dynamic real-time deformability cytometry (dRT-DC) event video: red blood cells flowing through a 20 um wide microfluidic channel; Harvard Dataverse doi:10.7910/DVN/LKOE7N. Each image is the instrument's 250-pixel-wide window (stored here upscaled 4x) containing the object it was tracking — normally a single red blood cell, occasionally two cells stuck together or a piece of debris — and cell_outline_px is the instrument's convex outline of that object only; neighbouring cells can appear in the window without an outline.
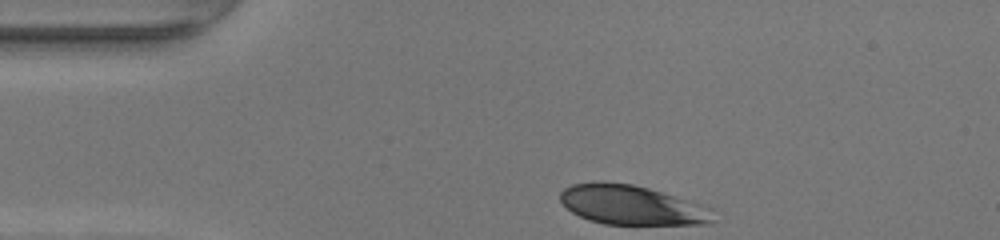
{"species": "human", "species_latin": "Homo sapiens", "temperature_condition": "warm", "stored_images_in_passage": 30, "camera_frame_rate_fps": 3000, "um_per_image_px": 0.085, "donor": {"sex": "female"}, "frame": {"image": 1, "passage_image": 1, "time_ms": 0.0, "image_size_px": [1000, 240], "cell_outline_px": [[712, 220], [708, 224], [604, 224], [588, 220], [572, 212], [560, 200], [560, 192], [564, 188], [572, 184], [592, 180], [600, 180], [632, 184], [648, 188], [708, 204], [712, 208]], "centroid_in_image_um": [53.71, 17.4], "position_along_channel_um": 31.3, "area_um2": 35.78}}
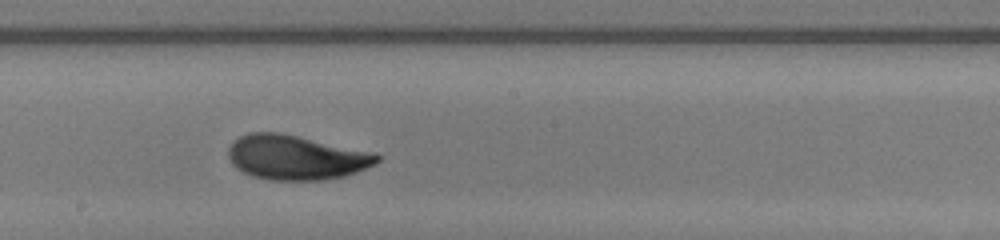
{"frame": {"image": 2, "passage_image": 18, "time_ms": 5.667, "image_size_px": [1000, 240], "cell_outline_px": [[380, 160], [376, 164], [356, 172], [344, 176], [324, 180], [268, 180], [252, 176], [236, 168], [232, 164], [228, 156], [228, 148], [232, 140], [248, 132], [280, 132], [376, 152], [380, 156]], "centroid_in_image_um": [25.16, 13.37], "position_along_channel_um": 223.0, "area_um2": 39.13}}
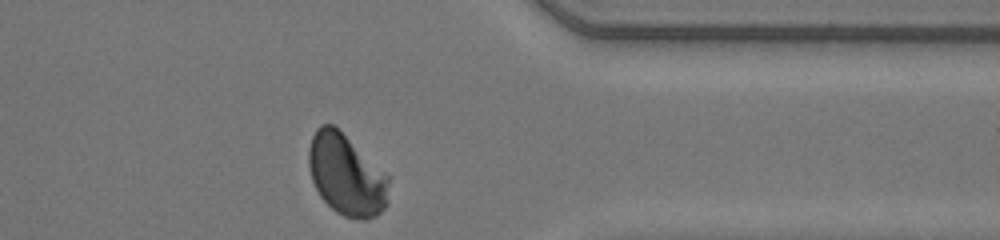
{"frame": {"image": 3, "passage_image": 30, "time_ms": 9.667, "image_size_px": [1000, 240], "cell_outline_px": [[388, 204], [376, 216], [364, 220], [344, 216], [336, 212], [320, 196], [312, 180], [308, 168], [308, 148], [312, 136], [316, 128], [320, 124], [332, 124], [388, 176]], "centroid_in_image_um": [29.4, 14.89], "position_along_channel_um": 382.0, "area_um2": 37.45}, "authors_computed_cell_mechanics": {"area_um2": 38.1191, "velocity_mm_per_s": 4.2768, "shape_relaxation_time_tau1_ms": 3.8549, "shape_relaxation_time_tau2_ms": null, "deformation_change_tau1": 0.1439, "deformation_change_tau2": null}}